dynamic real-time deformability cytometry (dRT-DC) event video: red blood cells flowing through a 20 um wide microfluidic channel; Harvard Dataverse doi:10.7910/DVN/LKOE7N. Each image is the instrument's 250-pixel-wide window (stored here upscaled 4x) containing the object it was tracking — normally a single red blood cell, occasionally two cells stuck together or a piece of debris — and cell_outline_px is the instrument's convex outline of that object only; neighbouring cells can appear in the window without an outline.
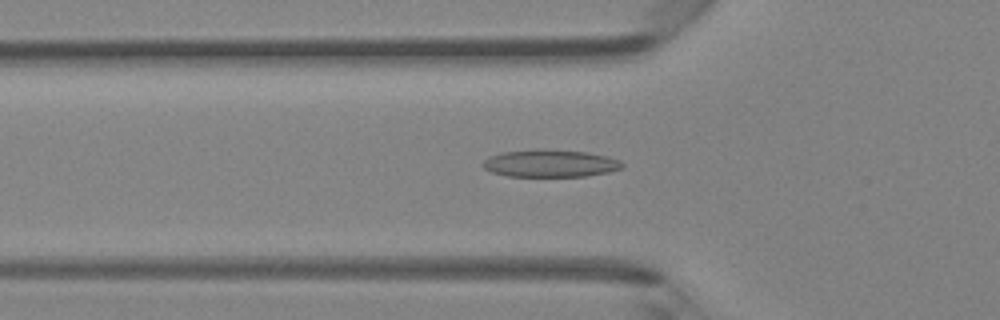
{"species": "Egyptian fruit bat (a non-hibernating species)", "species_latin": "Rousettus aegyptiacus", "temperature_condition": "room temperature", "stored_images_in_passage": 47, "camera_frame_rate_fps": 3000, "um_per_image_px": 0.085, "animal": {"sex": "female"}, "frame": {"image": 1, "passage_image": 16, "time_ms": 5.0, "image_size_px": [1000, 320], "cell_outline_px": [[624, 168], [608, 172], [588, 176], [508, 176], [492, 172], [484, 168], [480, 164], [488, 156], [504, 152], [540, 148], [544, 148], [588, 152], [620, 160], [624, 164]], "centroid_in_image_um": [46.76, 13.88], "position_along_channel_um": 79.0, "area_um2": 22.48}}
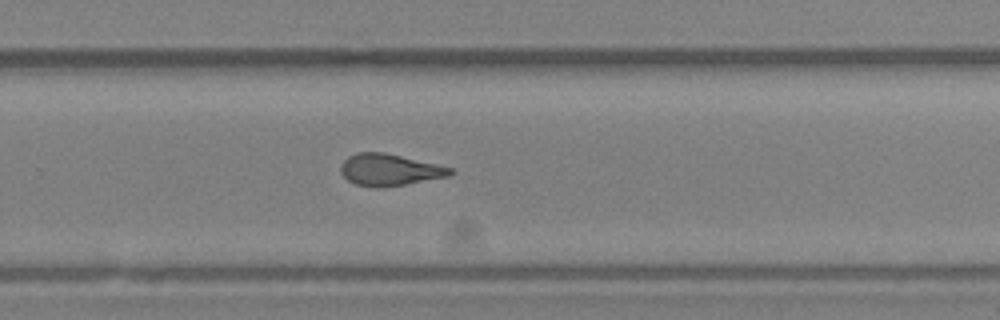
{"frame": {"image": 2, "passage_image": 31, "time_ms": 10.0, "image_size_px": [1000, 320], "cell_outline_px": [[456, 172], [448, 176], [384, 188], [376, 188], [356, 184], [348, 180], [340, 172], [340, 164], [348, 156], [356, 152], [384, 152], [452, 168]], "centroid_in_image_um": [33.07, 14.44], "position_along_channel_um": 296.7, "area_um2": 20.23}}
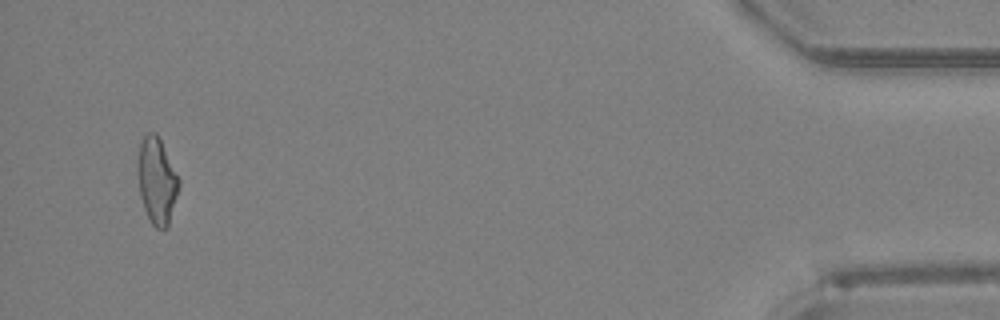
{"frame": {"image": 3, "passage_image": 45, "time_ms": 14.667, "image_size_px": [1000, 320], "cell_outline_px": [[180, 184], [168, 228], [156, 228], [152, 224], [144, 208], [140, 196], [140, 144], [144, 136], [148, 132], [156, 132], [180, 180]], "centroid_in_image_um": [13.38, 15.41], "position_along_channel_um": 421.8, "area_um2": 19.88}, "authors_computed_cell_mechanics": {"area_um2": 20.519, "velocity_mm_per_s": 4.3608, "shape_relaxation_time_tau1_ms": 5.4206, "shape_relaxation_time_tau2_ms": 1.4, "deformation_change_tau1": 0.1912, "deformation_change_tau2": 0.0983}}